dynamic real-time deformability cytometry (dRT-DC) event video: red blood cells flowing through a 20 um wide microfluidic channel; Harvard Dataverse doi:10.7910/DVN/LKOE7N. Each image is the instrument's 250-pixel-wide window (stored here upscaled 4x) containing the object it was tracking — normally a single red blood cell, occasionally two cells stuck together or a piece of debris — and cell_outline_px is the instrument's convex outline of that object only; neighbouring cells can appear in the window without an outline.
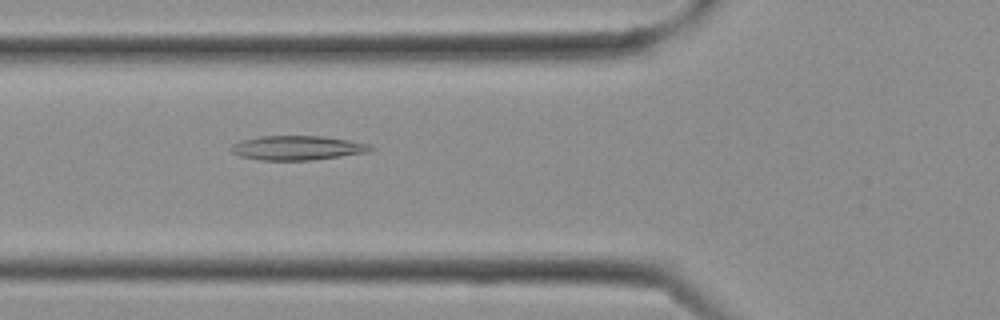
{"species": "Egyptian fruit bat (a non-hibernating species)", "species_latin": "Rousettus aegyptiacus", "temperature_condition": "cold", "stored_images_in_passage": 28, "camera_frame_rate_fps": 3000, "um_per_image_px": 0.085, "frame": {"image": 1, "passage_image": 10, "time_ms": 3.0, "image_size_px": [1000, 320], "cell_outline_px": [[376, 148], [368, 152], [312, 160], [260, 160], [240, 156], [232, 152], [232, 144], [244, 140], [260, 136], [324, 136], [372, 144]], "centroid_in_image_um": [25.33, 12.57], "position_along_channel_um": 100.5, "area_um2": 19.71}}
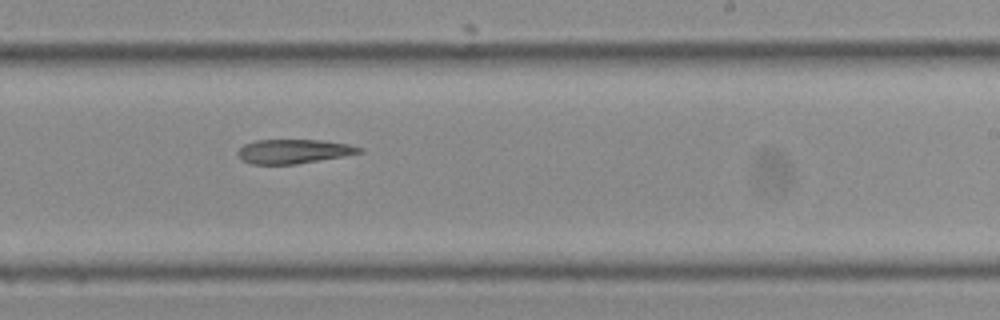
{"frame": {"image": 2, "passage_image": 17, "time_ms": 5.333, "image_size_px": [1000, 320], "cell_outline_px": [[364, 152], [296, 164], [252, 164], [240, 160], [236, 152], [244, 144], [256, 140], [320, 140], [348, 144], [364, 148]], "centroid_in_image_um": [24.92, 12.86], "position_along_channel_um": 264.1, "area_um2": 17.11}}
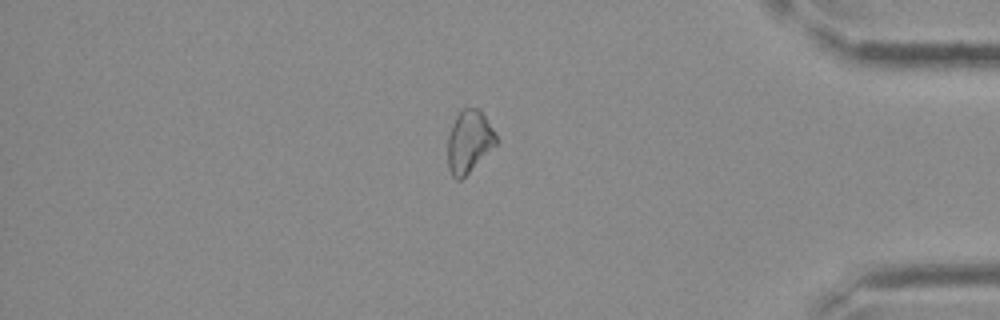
{"frame": {"image": 3, "passage_image": 24, "time_ms": 7.667, "image_size_px": [1000, 320], "cell_outline_px": [[496, 144], [460, 180], [456, 180], [452, 176], [448, 168], [448, 136], [452, 124], [460, 108], [480, 108], [496, 132]], "centroid_in_image_um": [39.86, 11.98], "position_along_channel_um": 395.3, "area_um2": 17.51}}